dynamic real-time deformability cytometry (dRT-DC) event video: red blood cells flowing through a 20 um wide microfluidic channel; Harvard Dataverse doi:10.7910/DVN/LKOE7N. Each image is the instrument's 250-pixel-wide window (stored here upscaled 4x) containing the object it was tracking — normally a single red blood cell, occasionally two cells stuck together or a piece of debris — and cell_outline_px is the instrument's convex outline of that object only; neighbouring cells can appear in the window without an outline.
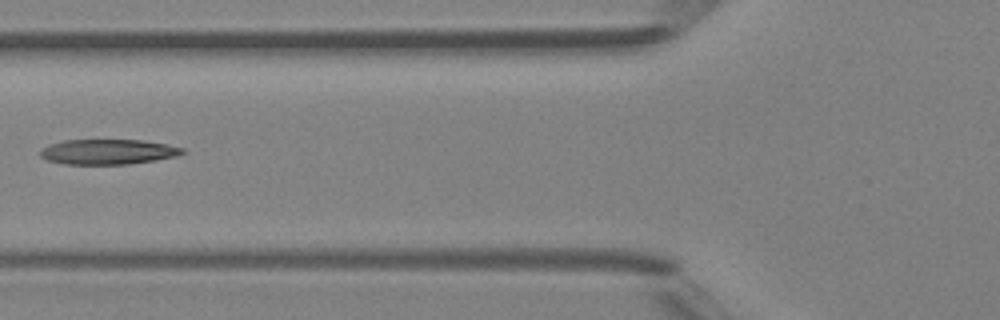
{"species": "Egyptian fruit bat (a non-hibernating species)", "species_latin": "Rousettus aegyptiacus", "temperature_condition": "room temperature", "stored_images_in_passage": 2, "camera_frame_rate_fps": 3000, "um_per_image_px": 0.085, "animal": {"sex": "female"}, "frame": {"image": 1, "passage_image": 2, "time_ms": 1.0, "image_size_px": [1000, 320], "cell_outline_px": [[184, 152], [176, 156], [156, 160], [128, 164], [64, 164], [48, 160], [40, 156], [40, 152], [48, 144], [64, 140], [140, 140], [164, 144], [184, 148]], "centroid_in_image_um": [9.15, 12.9], "position_along_channel_um": 116.6, "area_um2": 20.63}}